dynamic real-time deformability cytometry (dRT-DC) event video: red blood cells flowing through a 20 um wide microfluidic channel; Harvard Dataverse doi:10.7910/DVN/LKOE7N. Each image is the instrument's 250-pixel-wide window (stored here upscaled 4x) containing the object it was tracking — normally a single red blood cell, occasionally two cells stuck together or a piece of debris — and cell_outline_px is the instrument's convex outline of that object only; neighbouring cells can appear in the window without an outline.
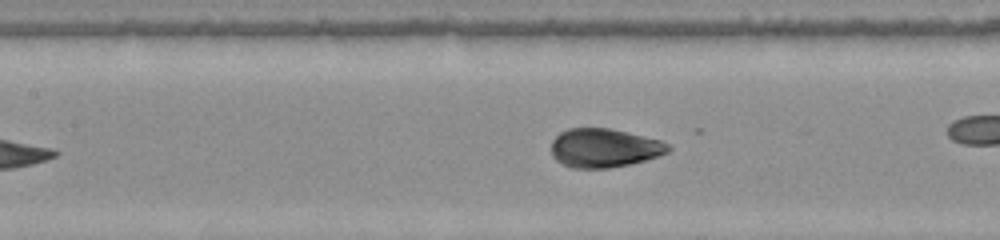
{"species": "common noctule bat (a hibernating species)", "species_latin": "Nyctalus noctula", "temperature_condition": "warm", "stored_images_in_passage": 37, "camera_frame_rate_fps": 3000, "um_per_image_px": 0.085, "animal": {"sex": "female", "body_mass_g": 22.0, "forearm_length_mm": 56.7}, "frame": {"image": 1, "passage_image": 11, "time_ms": 3.333, "image_size_px": [1000, 240], "cell_outline_px": [[672, 148], [668, 152], [632, 164], [608, 168], [572, 168], [556, 160], [552, 156], [552, 140], [560, 132], [568, 128], [608, 128], [660, 140], [668, 144]], "centroid_in_image_um": [51.33, 12.58], "position_along_channel_um": 156.1, "area_um2": 26.3}, "authors_computed_cell_mechanics": {"area_um2": 26.1834, "velocity_mm_per_s": 3.8362, "shape_relaxation_time_tau1_ms": 4.4337, "shape_relaxation_time_tau2_ms": null, "deformation_change_tau1": 0.1991, "deformation_change_tau2": null}}